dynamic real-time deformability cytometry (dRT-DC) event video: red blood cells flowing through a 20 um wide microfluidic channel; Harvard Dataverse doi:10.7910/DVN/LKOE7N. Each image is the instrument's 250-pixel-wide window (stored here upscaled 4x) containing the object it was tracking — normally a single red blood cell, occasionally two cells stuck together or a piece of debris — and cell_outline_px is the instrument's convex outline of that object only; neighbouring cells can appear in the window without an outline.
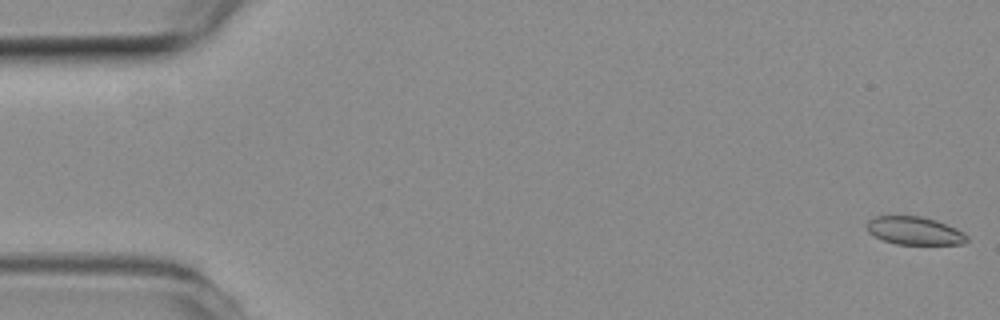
{"species": "common noctule bat (a hibernating species)", "species_latin": "Nyctalus noctula", "temperature_condition": "room temperature", "stored_images_in_passage": 54, "camera_frame_rate_fps": 3000, "um_per_image_px": 0.085, "animal": {"sex": "female", "body_mass_g": 19.3, "forearm_length_mm": 54.1}, "frame": {"image": 1, "passage_image": 1, "time_ms": 0.0, "image_size_px": [1000, 320], "cell_outline_px": [[968, 240], [964, 244], [896, 244], [884, 240], [868, 232], [868, 220], [872, 216], [920, 216], [936, 220], [956, 228], [964, 232], [968, 236]], "centroid_in_image_um": [77.76, 19.61], "position_along_channel_um": 7.2, "area_um2": 16.3}}
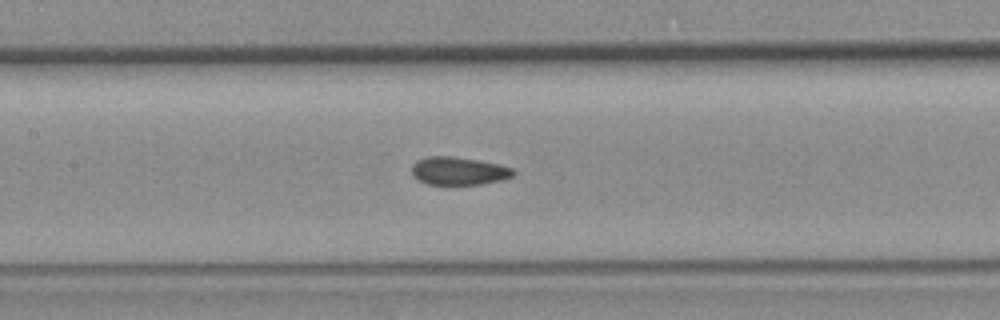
{"frame": {"image": 2, "passage_image": 25, "time_ms": 8.0, "image_size_px": [1000, 320], "cell_outline_px": [[516, 172], [512, 176], [500, 180], [480, 184], [428, 184], [412, 176], [412, 164], [416, 160], [428, 156], [452, 156], [476, 160], [496, 164], [512, 168]], "centroid_in_image_um": [38.94, 14.52], "position_along_channel_um": 168.5, "area_um2": 16.36}}
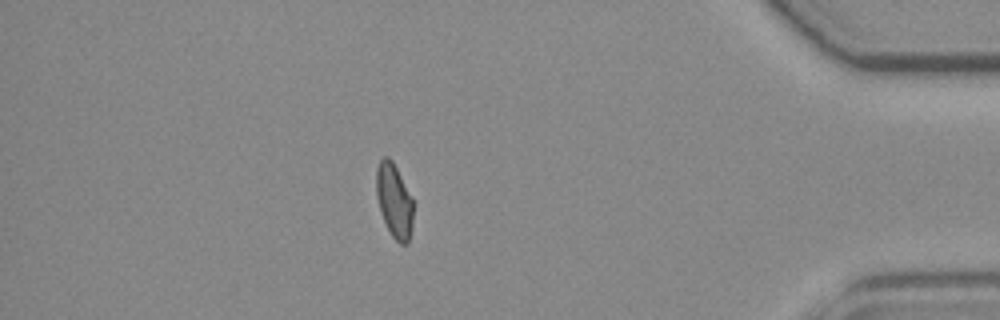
{"frame": {"image": 3, "passage_image": 47, "time_ms": 15.333, "image_size_px": [1000, 320], "cell_outline_px": [[412, 228], [408, 244], [400, 244], [392, 236], [380, 212], [376, 196], [376, 168], [380, 160], [384, 156], [388, 156], [392, 160], [412, 196]], "centroid_in_image_um": [33.5, 17.04], "position_along_channel_um": 401.7, "area_um2": 16.01}, "authors_computed_cell_mechanics": {"area_um2": 16.7909, "velocity_mm_per_s": 3.8077, "shape_relaxation_time_tau1_ms": 7.1637, "shape_relaxation_time_tau2_ms": 1.6853, "deformation_change_tau1": 0.1452, "deformation_change_tau2": 0.0752}}